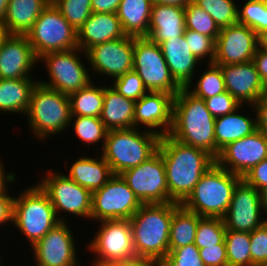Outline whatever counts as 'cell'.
Instances as JSON below:
<instances>
[{
  "label": "cell",
  "mask_w": 267,
  "mask_h": 266,
  "mask_svg": "<svg viewBox=\"0 0 267 266\" xmlns=\"http://www.w3.org/2000/svg\"><path fill=\"white\" fill-rule=\"evenodd\" d=\"M158 151L165 165L169 196L179 204L215 164V159L206 151L183 144L169 134L160 137Z\"/></svg>",
  "instance_id": "6da1fadb"
},
{
  "label": "cell",
  "mask_w": 267,
  "mask_h": 266,
  "mask_svg": "<svg viewBox=\"0 0 267 266\" xmlns=\"http://www.w3.org/2000/svg\"><path fill=\"white\" fill-rule=\"evenodd\" d=\"M169 135L177 141L202 149L216 159L215 117L205 100L187 88L174 96L173 124Z\"/></svg>",
  "instance_id": "7a4b0ae2"
},
{
  "label": "cell",
  "mask_w": 267,
  "mask_h": 266,
  "mask_svg": "<svg viewBox=\"0 0 267 266\" xmlns=\"http://www.w3.org/2000/svg\"><path fill=\"white\" fill-rule=\"evenodd\" d=\"M173 202L143 204L130 223L136 256L160 260L169 253L170 224Z\"/></svg>",
  "instance_id": "3957f363"
},
{
  "label": "cell",
  "mask_w": 267,
  "mask_h": 266,
  "mask_svg": "<svg viewBox=\"0 0 267 266\" xmlns=\"http://www.w3.org/2000/svg\"><path fill=\"white\" fill-rule=\"evenodd\" d=\"M25 116L33 137L42 142L48 141L52 135H60L70 126L69 96L38 82L32 89Z\"/></svg>",
  "instance_id": "277c9868"
},
{
  "label": "cell",
  "mask_w": 267,
  "mask_h": 266,
  "mask_svg": "<svg viewBox=\"0 0 267 266\" xmlns=\"http://www.w3.org/2000/svg\"><path fill=\"white\" fill-rule=\"evenodd\" d=\"M159 141L158 134L140 128L109 130L100 154L114 175H119L152 157L158 151Z\"/></svg>",
  "instance_id": "5b68a950"
},
{
  "label": "cell",
  "mask_w": 267,
  "mask_h": 266,
  "mask_svg": "<svg viewBox=\"0 0 267 266\" xmlns=\"http://www.w3.org/2000/svg\"><path fill=\"white\" fill-rule=\"evenodd\" d=\"M241 179V176L215 163L181 205L200 217L223 218L229 209L234 188Z\"/></svg>",
  "instance_id": "8992f818"
},
{
  "label": "cell",
  "mask_w": 267,
  "mask_h": 266,
  "mask_svg": "<svg viewBox=\"0 0 267 266\" xmlns=\"http://www.w3.org/2000/svg\"><path fill=\"white\" fill-rule=\"evenodd\" d=\"M36 184L24 187L13 200L11 226L24 234L30 247L60 223L47 193Z\"/></svg>",
  "instance_id": "52a82bcc"
},
{
  "label": "cell",
  "mask_w": 267,
  "mask_h": 266,
  "mask_svg": "<svg viewBox=\"0 0 267 266\" xmlns=\"http://www.w3.org/2000/svg\"><path fill=\"white\" fill-rule=\"evenodd\" d=\"M26 36L37 59L50 52L78 47L77 31L52 2L41 12Z\"/></svg>",
  "instance_id": "ba28073f"
},
{
  "label": "cell",
  "mask_w": 267,
  "mask_h": 266,
  "mask_svg": "<svg viewBox=\"0 0 267 266\" xmlns=\"http://www.w3.org/2000/svg\"><path fill=\"white\" fill-rule=\"evenodd\" d=\"M97 223H100V227L97 228L98 231L92 240L87 243V249L95 256L92 266H111L136 256L129 219L105 220Z\"/></svg>",
  "instance_id": "9c48e42d"
},
{
  "label": "cell",
  "mask_w": 267,
  "mask_h": 266,
  "mask_svg": "<svg viewBox=\"0 0 267 266\" xmlns=\"http://www.w3.org/2000/svg\"><path fill=\"white\" fill-rule=\"evenodd\" d=\"M44 177L35 183H38L47 193L60 222H68L64 217L66 214L63 213L72 215L73 220L75 217L91 219L92 193L88 189L57 170L48 169Z\"/></svg>",
  "instance_id": "30bf717a"
},
{
  "label": "cell",
  "mask_w": 267,
  "mask_h": 266,
  "mask_svg": "<svg viewBox=\"0 0 267 266\" xmlns=\"http://www.w3.org/2000/svg\"><path fill=\"white\" fill-rule=\"evenodd\" d=\"M82 54L86 56V52L77 47L41 56L38 63H44L49 78L48 81L38 78V82L67 95L86 87L93 79L88 71L90 69L80 58Z\"/></svg>",
  "instance_id": "8fae6325"
},
{
  "label": "cell",
  "mask_w": 267,
  "mask_h": 266,
  "mask_svg": "<svg viewBox=\"0 0 267 266\" xmlns=\"http://www.w3.org/2000/svg\"><path fill=\"white\" fill-rule=\"evenodd\" d=\"M133 70L151 92L176 95L181 87L173 79L159 44L146 37H135Z\"/></svg>",
  "instance_id": "7c38bea8"
},
{
  "label": "cell",
  "mask_w": 267,
  "mask_h": 266,
  "mask_svg": "<svg viewBox=\"0 0 267 266\" xmlns=\"http://www.w3.org/2000/svg\"><path fill=\"white\" fill-rule=\"evenodd\" d=\"M143 204L120 175H113L100 189L92 192L91 219H131Z\"/></svg>",
  "instance_id": "4fadbf2b"
},
{
  "label": "cell",
  "mask_w": 267,
  "mask_h": 266,
  "mask_svg": "<svg viewBox=\"0 0 267 266\" xmlns=\"http://www.w3.org/2000/svg\"><path fill=\"white\" fill-rule=\"evenodd\" d=\"M142 204L174 202L169 196L162 155L157 151L147 161L119 174Z\"/></svg>",
  "instance_id": "5bb4252c"
},
{
  "label": "cell",
  "mask_w": 267,
  "mask_h": 266,
  "mask_svg": "<svg viewBox=\"0 0 267 266\" xmlns=\"http://www.w3.org/2000/svg\"><path fill=\"white\" fill-rule=\"evenodd\" d=\"M134 42V36L125 35L92 46L86 51V56L81 58H86L85 63L90 64L93 74L114 80L133 70Z\"/></svg>",
  "instance_id": "9a60e30c"
},
{
  "label": "cell",
  "mask_w": 267,
  "mask_h": 266,
  "mask_svg": "<svg viewBox=\"0 0 267 266\" xmlns=\"http://www.w3.org/2000/svg\"><path fill=\"white\" fill-rule=\"evenodd\" d=\"M68 222H60L30 247L35 266H82L76 240Z\"/></svg>",
  "instance_id": "2e32d148"
},
{
  "label": "cell",
  "mask_w": 267,
  "mask_h": 266,
  "mask_svg": "<svg viewBox=\"0 0 267 266\" xmlns=\"http://www.w3.org/2000/svg\"><path fill=\"white\" fill-rule=\"evenodd\" d=\"M261 194L241 179L234 188L230 206L222 218L227 230L249 232L263 225Z\"/></svg>",
  "instance_id": "e0dca14e"
},
{
  "label": "cell",
  "mask_w": 267,
  "mask_h": 266,
  "mask_svg": "<svg viewBox=\"0 0 267 266\" xmlns=\"http://www.w3.org/2000/svg\"><path fill=\"white\" fill-rule=\"evenodd\" d=\"M264 159H267V136L257 129L252 134L222 148L215 163L221 168L243 177Z\"/></svg>",
  "instance_id": "ac0fdd59"
},
{
  "label": "cell",
  "mask_w": 267,
  "mask_h": 266,
  "mask_svg": "<svg viewBox=\"0 0 267 266\" xmlns=\"http://www.w3.org/2000/svg\"><path fill=\"white\" fill-rule=\"evenodd\" d=\"M258 48V35L250 27L236 23L220 29L216 39V65H233L253 61Z\"/></svg>",
  "instance_id": "d6986e66"
},
{
  "label": "cell",
  "mask_w": 267,
  "mask_h": 266,
  "mask_svg": "<svg viewBox=\"0 0 267 266\" xmlns=\"http://www.w3.org/2000/svg\"><path fill=\"white\" fill-rule=\"evenodd\" d=\"M174 95L165 92L148 91L135 102L134 127L160 137L170 133L173 124Z\"/></svg>",
  "instance_id": "ffe728a7"
},
{
  "label": "cell",
  "mask_w": 267,
  "mask_h": 266,
  "mask_svg": "<svg viewBox=\"0 0 267 266\" xmlns=\"http://www.w3.org/2000/svg\"><path fill=\"white\" fill-rule=\"evenodd\" d=\"M37 63L26 35L7 34L3 38L0 44V79L34 78L31 72Z\"/></svg>",
  "instance_id": "44dd1931"
},
{
  "label": "cell",
  "mask_w": 267,
  "mask_h": 266,
  "mask_svg": "<svg viewBox=\"0 0 267 266\" xmlns=\"http://www.w3.org/2000/svg\"><path fill=\"white\" fill-rule=\"evenodd\" d=\"M218 66L224 77L226 91L241 105H248V108L253 106L265 92V84L253 61Z\"/></svg>",
  "instance_id": "7402d4cb"
},
{
  "label": "cell",
  "mask_w": 267,
  "mask_h": 266,
  "mask_svg": "<svg viewBox=\"0 0 267 266\" xmlns=\"http://www.w3.org/2000/svg\"><path fill=\"white\" fill-rule=\"evenodd\" d=\"M160 47L175 82L181 88L188 87L195 80L196 67L202 64L191 52L184 35L163 41Z\"/></svg>",
  "instance_id": "603a6c76"
},
{
  "label": "cell",
  "mask_w": 267,
  "mask_h": 266,
  "mask_svg": "<svg viewBox=\"0 0 267 266\" xmlns=\"http://www.w3.org/2000/svg\"><path fill=\"white\" fill-rule=\"evenodd\" d=\"M125 35L116 13L92 12L77 31V44L86 52L94 45L120 39Z\"/></svg>",
  "instance_id": "cb8c5ba5"
},
{
  "label": "cell",
  "mask_w": 267,
  "mask_h": 266,
  "mask_svg": "<svg viewBox=\"0 0 267 266\" xmlns=\"http://www.w3.org/2000/svg\"><path fill=\"white\" fill-rule=\"evenodd\" d=\"M185 31L184 7L152 4L151 18L146 38L161 44L170 38L181 37Z\"/></svg>",
  "instance_id": "d4e9b609"
},
{
  "label": "cell",
  "mask_w": 267,
  "mask_h": 266,
  "mask_svg": "<svg viewBox=\"0 0 267 266\" xmlns=\"http://www.w3.org/2000/svg\"><path fill=\"white\" fill-rule=\"evenodd\" d=\"M99 155L97 153L93 158L90 155H83L84 157L76 159L74 163L70 164L71 166H68V160H65V167L68 171V174L65 173L66 176L91 193L100 189L114 173L102 155L100 153Z\"/></svg>",
  "instance_id": "484cf974"
},
{
  "label": "cell",
  "mask_w": 267,
  "mask_h": 266,
  "mask_svg": "<svg viewBox=\"0 0 267 266\" xmlns=\"http://www.w3.org/2000/svg\"><path fill=\"white\" fill-rule=\"evenodd\" d=\"M135 101L125 98L113 86L104 85V102L100 119L106 129L134 128Z\"/></svg>",
  "instance_id": "4316f807"
},
{
  "label": "cell",
  "mask_w": 267,
  "mask_h": 266,
  "mask_svg": "<svg viewBox=\"0 0 267 266\" xmlns=\"http://www.w3.org/2000/svg\"><path fill=\"white\" fill-rule=\"evenodd\" d=\"M241 107L245 106L241 105L235 111L215 118L216 158L220 150L227 144L244 138L257 130L256 116L250 117L248 114H240L242 113Z\"/></svg>",
  "instance_id": "83f0119b"
},
{
  "label": "cell",
  "mask_w": 267,
  "mask_h": 266,
  "mask_svg": "<svg viewBox=\"0 0 267 266\" xmlns=\"http://www.w3.org/2000/svg\"><path fill=\"white\" fill-rule=\"evenodd\" d=\"M51 0H9L3 22L7 34L26 35Z\"/></svg>",
  "instance_id": "f1b7e54d"
},
{
  "label": "cell",
  "mask_w": 267,
  "mask_h": 266,
  "mask_svg": "<svg viewBox=\"0 0 267 266\" xmlns=\"http://www.w3.org/2000/svg\"><path fill=\"white\" fill-rule=\"evenodd\" d=\"M38 83L35 78L0 79V112L25 116L30 106L31 92Z\"/></svg>",
  "instance_id": "f546056e"
},
{
  "label": "cell",
  "mask_w": 267,
  "mask_h": 266,
  "mask_svg": "<svg viewBox=\"0 0 267 266\" xmlns=\"http://www.w3.org/2000/svg\"><path fill=\"white\" fill-rule=\"evenodd\" d=\"M152 4V0H121L116 14L126 35L147 36Z\"/></svg>",
  "instance_id": "4dcf8cb0"
},
{
  "label": "cell",
  "mask_w": 267,
  "mask_h": 266,
  "mask_svg": "<svg viewBox=\"0 0 267 266\" xmlns=\"http://www.w3.org/2000/svg\"><path fill=\"white\" fill-rule=\"evenodd\" d=\"M200 217L181 204L173 202V216L170 224L169 251L195 242Z\"/></svg>",
  "instance_id": "1f68e13d"
},
{
  "label": "cell",
  "mask_w": 267,
  "mask_h": 266,
  "mask_svg": "<svg viewBox=\"0 0 267 266\" xmlns=\"http://www.w3.org/2000/svg\"><path fill=\"white\" fill-rule=\"evenodd\" d=\"M90 82L69 94L71 116L100 117L104 102V85Z\"/></svg>",
  "instance_id": "d6a6232c"
},
{
  "label": "cell",
  "mask_w": 267,
  "mask_h": 266,
  "mask_svg": "<svg viewBox=\"0 0 267 266\" xmlns=\"http://www.w3.org/2000/svg\"><path fill=\"white\" fill-rule=\"evenodd\" d=\"M71 126L74 128L75 135L84 145L92 146L97 143L99 146V142L102 147H100V151H102L108 130L100 117L71 116L70 128Z\"/></svg>",
  "instance_id": "836d02e7"
},
{
  "label": "cell",
  "mask_w": 267,
  "mask_h": 266,
  "mask_svg": "<svg viewBox=\"0 0 267 266\" xmlns=\"http://www.w3.org/2000/svg\"><path fill=\"white\" fill-rule=\"evenodd\" d=\"M205 65L208 67L201 72L202 74L198 76L196 83L192 82L186 87L195 96L204 100L226 91L221 68L214 63Z\"/></svg>",
  "instance_id": "e575fe53"
},
{
  "label": "cell",
  "mask_w": 267,
  "mask_h": 266,
  "mask_svg": "<svg viewBox=\"0 0 267 266\" xmlns=\"http://www.w3.org/2000/svg\"><path fill=\"white\" fill-rule=\"evenodd\" d=\"M250 233L226 230L228 266H251Z\"/></svg>",
  "instance_id": "d590c367"
},
{
  "label": "cell",
  "mask_w": 267,
  "mask_h": 266,
  "mask_svg": "<svg viewBox=\"0 0 267 266\" xmlns=\"http://www.w3.org/2000/svg\"><path fill=\"white\" fill-rule=\"evenodd\" d=\"M194 3L208 13L220 29L238 23L236 0H194Z\"/></svg>",
  "instance_id": "8d00e7d4"
},
{
  "label": "cell",
  "mask_w": 267,
  "mask_h": 266,
  "mask_svg": "<svg viewBox=\"0 0 267 266\" xmlns=\"http://www.w3.org/2000/svg\"><path fill=\"white\" fill-rule=\"evenodd\" d=\"M185 10V29L212 37L215 41L220 33V28L214 19L201 7L191 2Z\"/></svg>",
  "instance_id": "74e56055"
},
{
  "label": "cell",
  "mask_w": 267,
  "mask_h": 266,
  "mask_svg": "<svg viewBox=\"0 0 267 266\" xmlns=\"http://www.w3.org/2000/svg\"><path fill=\"white\" fill-rule=\"evenodd\" d=\"M226 230L222 218L202 217L198 222L194 244L198 248L221 244L225 240Z\"/></svg>",
  "instance_id": "f35d334b"
},
{
  "label": "cell",
  "mask_w": 267,
  "mask_h": 266,
  "mask_svg": "<svg viewBox=\"0 0 267 266\" xmlns=\"http://www.w3.org/2000/svg\"><path fill=\"white\" fill-rule=\"evenodd\" d=\"M240 7L238 23L250 27L257 35L267 29V0H247Z\"/></svg>",
  "instance_id": "ab89813d"
},
{
  "label": "cell",
  "mask_w": 267,
  "mask_h": 266,
  "mask_svg": "<svg viewBox=\"0 0 267 266\" xmlns=\"http://www.w3.org/2000/svg\"><path fill=\"white\" fill-rule=\"evenodd\" d=\"M76 31L92 14L91 0H51Z\"/></svg>",
  "instance_id": "60d3db41"
},
{
  "label": "cell",
  "mask_w": 267,
  "mask_h": 266,
  "mask_svg": "<svg viewBox=\"0 0 267 266\" xmlns=\"http://www.w3.org/2000/svg\"><path fill=\"white\" fill-rule=\"evenodd\" d=\"M184 38L190 47L191 52L201 63H213L215 57V44L216 41L207 35L185 29ZM207 57V59H206ZM204 59V60H203ZM206 59V61H205Z\"/></svg>",
  "instance_id": "b9f144b4"
},
{
  "label": "cell",
  "mask_w": 267,
  "mask_h": 266,
  "mask_svg": "<svg viewBox=\"0 0 267 266\" xmlns=\"http://www.w3.org/2000/svg\"><path fill=\"white\" fill-rule=\"evenodd\" d=\"M113 88L125 98L133 101L139 100L148 90L145 88L142 79L134 70L111 81Z\"/></svg>",
  "instance_id": "7bdbcfd3"
},
{
  "label": "cell",
  "mask_w": 267,
  "mask_h": 266,
  "mask_svg": "<svg viewBox=\"0 0 267 266\" xmlns=\"http://www.w3.org/2000/svg\"><path fill=\"white\" fill-rule=\"evenodd\" d=\"M165 258L173 266H205L194 243L169 251Z\"/></svg>",
  "instance_id": "ee69618b"
},
{
  "label": "cell",
  "mask_w": 267,
  "mask_h": 266,
  "mask_svg": "<svg viewBox=\"0 0 267 266\" xmlns=\"http://www.w3.org/2000/svg\"><path fill=\"white\" fill-rule=\"evenodd\" d=\"M251 266L267 262V221L250 233Z\"/></svg>",
  "instance_id": "f6af8a7d"
},
{
  "label": "cell",
  "mask_w": 267,
  "mask_h": 266,
  "mask_svg": "<svg viewBox=\"0 0 267 266\" xmlns=\"http://www.w3.org/2000/svg\"><path fill=\"white\" fill-rule=\"evenodd\" d=\"M205 103L208 111L215 118L231 113L241 106L227 91L205 99Z\"/></svg>",
  "instance_id": "bcb514c9"
},
{
  "label": "cell",
  "mask_w": 267,
  "mask_h": 266,
  "mask_svg": "<svg viewBox=\"0 0 267 266\" xmlns=\"http://www.w3.org/2000/svg\"><path fill=\"white\" fill-rule=\"evenodd\" d=\"M205 266H228L225 240L221 244L199 248Z\"/></svg>",
  "instance_id": "7dc6e473"
},
{
  "label": "cell",
  "mask_w": 267,
  "mask_h": 266,
  "mask_svg": "<svg viewBox=\"0 0 267 266\" xmlns=\"http://www.w3.org/2000/svg\"><path fill=\"white\" fill-rule=\"evenodd\" d=\"M242 179L259 192L267 188V159L252 167Z\"/></svg>",
  "instance_id": "c3c4849f"
},
{
  "label": "cell",
  "mask_w": 267,
  "mask_h": 266,
  "mask_svg": "<svg viewBox=\"0 0 267 266\" xmlns=\"http://www.w3.org/2000/svg\"><path fill=\"white\" fill-rule=\"evenodd\" d=\"M250 108L256 116L257 129L267 136V92L265 91Z\"/></svg>",
  "instance_id": "681fc988"
},
{
  "label": "cell",
  "mask_w": 267,
  "mask_h": 266,
  "mask_svg": "<svg viewBox=\"0 0 267 266\" xmlns=\"http://www.w3.org/2000/svg\"><path fill=\"white\" fill-rule=\"evenodd\" d=\"M8 188L0 193V228L6 224L12 225L14 195L8 193Z\"/></svg>",
  "instance_id": "f907efd6"
},
{
  "label": "cell",
  "mask_w": 267,
  "mask_h": 266,
  "mask_svg": "<svg viewBox=\"0 0 267 266\" xmlns=\"http://www.w3.org/2000/svg\"><path fill=\"white\" fill-rule=\"evenodd\" d=\"M121 0H91L94 13H117Z\"/></svg>",
  "instance_id": "816d5d0a"
},
{
  "label": "cell",
  "mask_w": 267,
  "mask_h": 266,
  "mask_svg": "<svg viewBox=\"0 0 267 266\" xmlns=\"http://www.w3.org/2000/svg\"><path fill=\"white\" fill-rule=\"evenodd\" d=\"M253 62L256 66L257 72L264 84H267V50L257 48L253 56Z\"/></svg>",
  "instance_id": "f5cc1de1"
},
{
  "label": "cell",
  "mask_w": 267,
  "mask_h": 266,
  "mask_svg": "<svg viewBox=\"0 0 267 266\" xmlns=\"http://www.w3.org/2000/svg\"><path fill=\"white\" fill-rule=\"evenodd\" d=\"M111 266H160L159 260L149 257L135 256L112 264Z\"/></svg>",
  "instance_id": "db71d44e"
},
{
  "label": "cell",
  "mask_w": 267,
  "mask_h": 266,
  "mask_svg": "<svg viewBox=\"0 0 267 266\" xmlns=\"http://www.w3.org/2000/svg\"><path fill=\"white\" fill-rule=\"evenodd\" d=\"M2 161L3 160L1 159L0 160V193L4 192L8 188L7 186H9V185H6L7 183L15 184V182L17 181L16 180L17 177H15L16 174H14L13 172L4 171L6 169L3 167L4 163ZM2 163H3V165H2Z\"/></svg>",
  "instance_id": "11a10c76"
},
{
  "label": "cell",
  "mask_w": 267,
  "mask_h": 266,
  "mask_svg": "<svg viewBox=\"0 0 267 266\" xmlns=\"http://www.w3.org/2000/svg\"><path fill=\"white\" fill-rule=\"evenodd\" d=\"M153 4H164L178 7H186L194 0H152Z\"/></svg>",
  "instance_id": "9f6ffc18"
},
{
  "label": "cell",
  "mask_w": 267,
  "mask_h": 266,
  "mask_svg": "<svg viewBox=\"0 0 267 266\" xmlns=\"http://www.w3.org/2000/svg\"><path fill=\"white\" fill-rule=\"evenodd\" d=\"M258 47L267 50V29L258 34Z\"/></svg>",
  "instance_id": "6f0895ef"
},
{
  "label": "cell",
  "mask_w": 267,
  "mask_h": 266,
  "mask_svg": "<svg viewBox=\"0 0 267 266\" xmlns=\"http://www.w3.org/2000/svg\"><path fill=\"white\" fill-rule=\"evenodd\" d=\"M9 0H0V22H4Z\"/></svg>",
  "instance_id": "680465c9"
},
{
  "label": "cell",
  "mask_w": 267,
  "mask_h": 266,
  "mask_svg": "<svg viewBox=\"0 0 267 266\" xmlns=\"http://www.w3.org/2000/svg\"><path fill=\"white\" fill-rule=\"evenodd\" d=\"M260 194H261L262 211H263V214L266 216L267 215V188L262 190ZM265 218L267 220V217Z\"/></svg>",
  "instance_id": "91938a15"
},
{
  "label": "cell",
  "mask_w": 267,
  "mask_h": 266,
  "mask_svg": "<svg viewBox=\"0 0 267 266\" xmlns=\"http://www.w3.org/2000/svg\"><path fill=\"white\" fill-rule=\"evenodd\" d=\"M7 35V32L5 30V27L2 22H0V44L3 40V38Z\"/></svg>",
  "instance_id": "94428289"
},
{
  "label": "cell",
  "mask_w": 267,
  "mask_h": 266,
  "mask_svg": "<svg viewBox=\"0 0 267 266\" xmlns=\"http://www.w3.org/2000/svg\"><path fill=\"white\" fill-rule=\"evenodd\" d=\"M160 266H173L165 257L159 260Z\"/></svg>",
  "instance_id": "6125c7cd"
},
{
  "label": "cell",
  "mask_w": 267,
  "mask_h": 266,
  "mask_svg": "<svg viewBox=\"0 0 267 266\" xmlns=\"http://www.w3.org/2000/svg\"><path fill=\"white\" fill-rule=\"evenodd\" d=\"M255 266H267V262H263V263L255 265Z\"/></svg>",
  "instance_id": "be15d7a7"
},
{
  "label": "cell",
  "mask_w": 267,
  "mask_h": 266,
  "mask_svg": "<svg viewBox=\"0 0 267 266\" xmlns=\"http://www.w3.org/2000/svg\"><path fill=\"white\" fill-rule=\"evenodd\" d=\"M1 255V254H0ZM2 257L0 256V266H3V264H2V259H1Z\"/></svg>",
  "instance_id": "e7e4bbea"
}]
</instances>
